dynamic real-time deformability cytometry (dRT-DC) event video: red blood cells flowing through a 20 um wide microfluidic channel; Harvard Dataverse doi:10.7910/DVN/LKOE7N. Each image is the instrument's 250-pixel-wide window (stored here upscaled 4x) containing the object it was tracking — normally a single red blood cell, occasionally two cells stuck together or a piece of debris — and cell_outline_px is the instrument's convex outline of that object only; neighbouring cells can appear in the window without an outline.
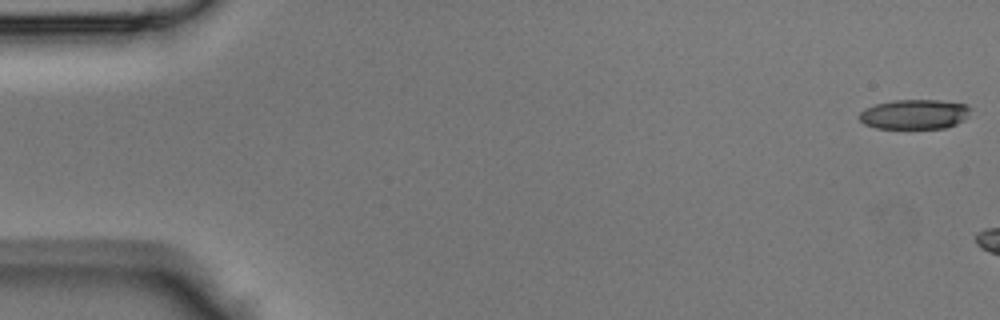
{"species": "Egyptian fruit bat (a non-hibernating species)", "species_latin": "Rousettus aegyptiacus", "temperature_condition": "room temperature", "stored_images_in_passage": 5, "camera_frame_rate_fps": 3000, "um_per_image_px": 0.085, "animal": {"sex": "male"}, "frame": {"image": 1, "passage_image": 1, "time_ms": 0.0, "image_size_px": [1000, 320], "cell_outline_px": [[972, 108], [964, 120], [956, 124], [944, 128], [876, 128], [864, 124], [856, 116], [864, 108], [876, 104], [892, 100], [940, 100], [968, 104]], "centroid_in_image_um": [77.72, 9.7], "position_along_channel_um": 7.3, "area_um2": 19.48}}